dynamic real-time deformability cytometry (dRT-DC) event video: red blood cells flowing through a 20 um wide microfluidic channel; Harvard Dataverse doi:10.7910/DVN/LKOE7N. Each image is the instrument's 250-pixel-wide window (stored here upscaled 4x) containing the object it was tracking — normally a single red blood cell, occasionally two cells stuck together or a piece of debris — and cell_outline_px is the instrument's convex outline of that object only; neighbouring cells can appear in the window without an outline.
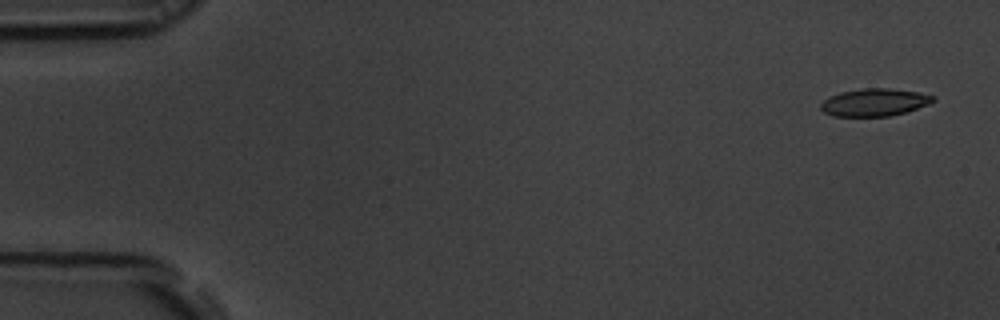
{"species": "common noctule bat (a hibernating species)", "species_latin": "Nyctalus noctula", "temperature_condition": "room temperature", "stored_images_in_passage": 12, "camera_frame_rate_fps": 3000, "um_per_image_px": 0.085, "animal": {"sex": "male", "body_mass_g": 19.5, "forearm_length_mm": 54.6}, "frame": {"image": 1, "passage_image": 1, "time_ms": 0.0, "image_size_px": [1000, 320], "cell_outline_px": [[936, 100], [928, 104], [904, 112], [888, 116], [832, 116], [824, 112], [820, 108], [820, 104], [828, 96], [840, 92], [864, 88], [888, 88], [916, 92], [936, 96]], "centroid_in_image_um": [74.29, 8.69], "position_along_channel_um": 10.7, "area_um2": 17.92}}